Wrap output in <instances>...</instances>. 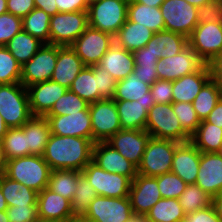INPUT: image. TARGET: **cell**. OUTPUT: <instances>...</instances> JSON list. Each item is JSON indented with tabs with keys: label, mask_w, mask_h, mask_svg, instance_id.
Returning <instances> with one entry per match:
<instances>
[{
	"label": "cell",
	"mask_w": 222,
	"mask_h": 222,
	"mask_svg": "<svg viewBox=\"0 0 222 222\" xmlns=\"http://www.w3.org/2000/svg\"><path fill=\"white\" fill-rule=\"evenodd\" d=\"M153 35L154 32L146 26L127 19L114 36V42L125 50L134 52L145 47Z\"/></svg>",
	"instance_id": "30"
},
{
	"label": "cell",
	"mask_w": 222,
	"mask_h": 222,
	"mask_svg": "<svg viewBox=\"0 0 222 222\" xmlns=\"http://www.w3.org/2000/svg\"><path fill=\"white\" fill-rule=\"evenodd\" d=\"M127 19L146 26L154 33L165 30V23L159 7H150L134 0H129Z\"/></svg>",
	"instance_id": "32"
},
{
	"label": "cell",
	"mask_w": 222,
	"mask_h": 222,
	"mask_svg": "<svg viewBox=\"0 0 222 222\" xmlns=\"http://www.w3.org/2000/svg\"><path fill=\"white\" fill-rule=\"evenodd\" d=\"M34 8V0H7L8 13L21 18L27 16Z\"/></svg>",
	"instance_id": "53"
},
{
	"label": "cell",
	"mask_w": 222,
	"mask_h": 222,
	"mask_svg": "<svg viewBox=\"0 0 222 222\" xmlns=\"http://www.w3.org/2000/svg\"><path fill=\"white\" fill-rule=\"evenodd\" d=\"M172 109L184 131L191 137L201 123L192 103L172 102Z\"/></svg>",
	"instance_id": "46"
},
{
	"label": "cell",
	"mask_w": 222,
	"mask_h": 222,
	"mask_svg": "<svg viewBox=\"0 0 222 222\" xmlns=\"http://www.w3.org/2000/svg\"><path fill=\"white\" fill-rule=\"evenodd\" d=\"M178 201L186 215L212 205V197L196 184L187 185Z\"/></svg>",
	"instance_id": "42"
},
{
	"label": "cell",
	"mask_w": 222,
	"mask_h": 222,
	"mask_svg": "<svg viewBox=\"0 0 222 222\" xmlns=\"http://www.w3.org/2000/svg\"><path fill=\"white\" fill-rule=\"evenodd\" d=\"M188 46L205 64H208L222 53V22L198 23L188 37Z\"/></svg>",
	"instance_id": "10"
},
{
	"label": "cell",
	"mask_w": 222,
	"mask_h": 222,
	"mask_svg": "<svg viewBox=\"0 0 222 222\" xmlns=\"http://www.w3.org/2000/svg\"><path fill=\"white\" fill-rule=\"evenodd\" d=\"M36 222H58V221L38 219Z\"/></svg>",
	"instance_id": "73"
},
{
	"label": "cell",
	"mask_w": 222,
	"mask_h": 222,
	"mask_svg": "<svg viewBox=\"0 0 222 222\" xmlns=\"http://www.w3.org/2000/svg\"><path fill=\"white\" fill-rule=\"evenodd\" d=\"M7 166V159L5 157L2 141H0V175L5 174Z\"/></svg>",
	"instance_id": "62"
},
{
	"label": "cell",
	"mask_w": 222,
	"mask_h": 222,
	"mask_svg": "<svg viewBox=\"0 0 222 222\" xmlns=\"http://www.w3.org/2000/svg\"><path fill=\"white\" fill-rule=\"evenodd\" d=\"M0 222H9L6 211H0Z\"/></svg>",
	"instance_id": "70"
},
{
	"label": "cell",
	"mask_w": 222,
	"mask_h": 222,
	"mask_svg": "<svg viewBox=\"0 0 222 222\" xmlns=\"http://www.w3.org/2000/svg\"><path fill=\"white\" fill-rule=\"evenodd\" d=\"M9 222H36L38 218L37 206H13L8 207Z\"/></svg>",
	"instance_id": "51"
},
{
	"label": "cell",
	"mask_w": 222,
	"mask_h": 222,
	"mask_svg": "<svg viewBox=\"0 0 222 222\" xmlns=\"http://www.w3.org/2000/svg\"><path fill=\"white\" fill-rule=\"evenodd\" d=\"M178 222H193V221H190L187 217H185L182 220H179Z\"/></svg>",
	"instance_id": "74"
},
{
	"label": "cell",
	"mask_w": 222,
	"mask_h": 222,
	"mask_svg": "<svg viewBox=\"0 0 222 222\" xmlns=\"http://www.w3.org/2000/svg\"><path fill=\"white\" fill-rule=\"evenodd\" d=\"M165 30L186 36L191 35L198 25V8L184 0H164L159 7Z\"/></svg>",
	"instance_id": "9"
},
{
	"label": "cell",
	"mask_w": 222,
	"mask_h": 222,
	"mask_svg": "<svg viewBox=\"0 0 222 222\" xmlns=\"http://www.w3.org/2000/svg\"><path fill=\"white\" fill-rule=\"evenodd\" d=\"M188 46V38L172 31H159L154 33L145 47L149 48L158 59L177 55Z\"/></svg>",
	"instance_id": "29"
},
{
	"label": "cell",
	"mask_w": 222,
	"mask_h": 222,
	"mask_svg": "<svg viewBox=\"0 0 222 222\" xmlns=\"http://www.w3.org/2000/svg\"><path fill=\"white\" fill-rule=\"evenodd\" d=\"M80 173L81 171L77 170H53L49 177L48 188L72 201Z\"/></svg>",
	"instance_id": "39"
},
{
	"label": "cell",
	"mask_w": 222,
	"mask_h": 222,
	"mask_svg": "<svg viewBox=\"0 0 222 222\" xmlns=\"http://www.w3.org/2000/svg\"><path fill=\"white\" fill-rule=\"evenodd\" d=\"M88 26V11L56 13L50 17L49 44L70 46Z\"/></svg>",
	"instance_id": "7"
},
{
	"label": "cell",
	"mask_w": 222,
	"mask_h": 222,
	"mask_svg": "<svg viewBox=\"0 0 222 222\" xmlns=\"http://www.w3.org/2000/svg\"><path fill=\"white\" fill-rule=\"evenodd\" d=\"M51 171L43 156L29 155L7 160L5 175L39 193L48 187Z\"/></svg>",
	"instance_id": "2"
},
{
	"label": "cell",
	"mask_w": 222,
	"mask_h": 222,
	"mask_svg": "<svg viewBox=\"0 0 222 222\" xmlns=\"http://www.w3.org/2000/svg\"><path fill=\"white\" fill-rule=\"evenodd\" d=\"M204 62L187 46L177 55L161 58L156 63L158 79L174 81L196 72Z\"/></svg>",
	"instance_id": "15"
},
{
	"label": "cell",
	"mask_w": 222,
	"mask_h": 222,
	"mask_svg": "<svg viewBox=\"0 0 222 222\" xmlns=\"http://www.w3.org/2000/svg\"><path fill=\"white\" fill-rule=\"evenodd\" d=\"M151 85L141 82L134 72L125 79L118 80L114 100L155 102L150 92Z\"/></svg>",
	"instance_id": "33"
},
{
	"label": "cell",
	"mask_w": 222,
	"mask_h": 222,
	"mask_svg": "<svg viewBox=\"0 0 222 222\" xmlns=\"http://www.w3.org/2000/svg\"><path fill=\"white\" fill-rule=\"evenodd\" d=\"M145 130L157 139H170L180 143L191 139L173 112L172 103H155L148 111Z\"/></svg>",
	"instance_id": "4"
},
{
	"label": "cell",
	"mask_w": 222,
	"mask_h": 222,
	"mask_svg": "<svg viewBox=\"0 0 222 222\" xmlns=\"http://www.w3.org/2000/svg\"><path fill=\"white\" fill-rule=\"evenodd\" d=\"M137 3L144 4L150 7H160L164 0H134Z\"/></svg>",
	"instance_id": "63"
},
{
	"label": "cell",
	"mask_w": 222,
	"mask_h": 222,
	"mask_svg": "<svg viewBox=\"0 0 222 222\" xmlns=\"http://www.w3.org/2000/svg\"><path fill=\"white\" fill-rule=\"evenodd\" d=\"M212 205L215 208L217 216L222 222V191L212 198Z\"/></svg>",
	"instance_id": "61"
},
{
	"label": "cell",
	"mask_w": 222,
	"mask_h": 222,
	"mask_svg": "<svg viewBox=\"0 0 222 222\" xmlns=\"http://www.w3.org/2000/svg\"><path fill=\"white\" fill-rule=\"evenodd\" d=\"M184 1L198 8L203 6L204 4H207L211 0H184Z\"/></svg>",
	"instance_id": "66"
},
{
	"label": "cell",
	"mask_w": 222,
	"mask_h": 222,
	"mask_svg": "<svg viewBox=\"0 0 222 222\" xmlns=\"http://www.w3.org/2000/svg\"><path fill=\"white\" fill-rule=\"evenodd\" d=\"M57 62V45L43 44L36 54L21 67L20 83L28 87L51 80Z\"/></svg>",
	"instance_id": "13"
},
{
	"label": "cell",
	"mask_w": 222,
	"mask_h": 222,
	"mask_svg": "<svg viewBox=\"0 0 222 222\" xmlns=\"http://www.w3.org/2000/svg\"><path fill=\"white\" fill-rule=\"evenodd\" d=\"M35 8L44 10L48 15L53 16L58 13L55 0H34Z\"/></svg>",
	"instance_id": "60"
},
{
	"label": "cell",
	"mask_w": 222,
	"mask_h": 222,
	"mask_svg": "<svg viewBox=\"0 0 222 222\" xmlns=\"http://www.w3.org/2000/svg\"><path fill=\"white\" fill-rule=\"evenodd\" d=\"M127 222H148L144 215L133 214Z\"/></svg>",
	"instance_id": "65"
},
{
	"label": "cell",
	"mask_w": 222,
	"mask_h": 222,
	"mask_svg": "<svg viewBox=\"0 0 222 222\" xmlns=\"http://www.w3.org/2000/svg\"><path fill=\"white\" fill-rule=\"evenodd\" d=\"M97 195L112 198L129 197L131 180L123 175L109 173L91 161L82 171Z\"/></svg>",
	"instance_id": "12"
},
{
	"label": "cell",
	"mask_w": 222,
	"mask_h": 222,
	"mask_svg": "<svg viewBox=\"0 0 222 222\" xmlns=\"http://www.w3.org/2000/svg\"><path fill=\"white\" fill-rule=\"evenodd\" d=\"M152 98L157 104L173 102L172 81L157 79L150 87Z\"/></svg>",
	"instance_id": "52"
},
{
	"label": "cell",
	"mask_w": 222,
	"mask_h": 222,
	"mask_svg": "<svg viewBox=\"0 0 222 222\" xmlns=\"http://www.w3.org/2000/svg\"><path fill=\"white\" fill-rule=\"evenodd\" d=\"M49 122L51 134L76 136L93 141V131L89 108L68 115L45 116Z\"/></svg>",
	"instance_id": "17"
},
{
	"label": "cell",
	"mask_w": 222,
	"mask_h": 222,
	"mask_svg": "<svg viewBox=\"0 0 222 222\" xmlns=\"http://www.w3.org/2000/svg\"><path fill=\"white\" fill-rule=\"evenodd\" d=\"M133 72L141 82L149 85H152L158 79L156 65L135 66Z\"/></svg>",
	"instance_id": "57"
},
{
	"label": "cell",
	"mask_w": 222,
	"mask_h": 222,
	"mask_svg": "<svg viewBox=\"0 0 222 222\" xmlns=\"http://www.w3.org/2000/svg\"><path fill=\"white\" fill-rule=\"evenodd\" d=\"M67 222H93V221L85 218L84 216H75L69 219Z\"/></svg>",
	"instance_id": "68"
},
{
	"label": "cell",
	"mask_w": 222,
	"mask_h": 222,
	"mask_svg": "<svg viewBox=\"0 0 222 222\" xmlns=\"http://www.w3.org/2000/svg\"><path fill=\"white\" fill-rule=\"evenodd\" d=\"M180 142L151 137L137 167V174L157 177L171 172L176 147Z\"/></svg>",
	"instance_id": "5"
},
{
	"label": "cell",
	"mask_w": 222,
	"mask_h": 222,
	"mask_svg": "<svg viewBox=\"0 0 222 222\" xmlns=\"http://www.w3.org/2000/svg\"><path fill=\"white\" fill-rule=\"evenodd\" d=\"M205 120L222 128V97Z\"/></svg>",
	"instance_id": "59"
},
{
	"label": "cell",
	"mask_w": 222,
	"mask_h": 222,
	"mask_svg": "<svg viewBox=\"0 0 222 222\" xmlns=\"http://www.w3.org/2000/svg\"><path fill=\"white\" fill-rule=\"evenodd\" d=\"M129 199L133 213L145 216L162 199L158 189L157 177L137 174L131 182Z\"/></svg>",
	"instance_id": "18"
},
{
	"label": "cell",
	"mask_w": 222,
	"mask_h": 222,
	"mask_svg": "<svg viewBox=\"0 0 222 222\" xmlns=\"http://www.w3.org/2000/svg\"><path fill=\"white\" fill-rule=\"evenodd\" d=\"M21 30V17L8 12L0 15V46H5Z\"/></svg>",
	"instance_id": "48"
},
{
	"label": "cell",
	"mask_w": 222,
	"mask_h": 222,
	"mask_svg": "<svg viewBox=\"0 0 222 222\" xmlns=\"http://www.w3.org/2000/svg\"><path fill=\"white\" fill-rule=\"evenodd\" d=\"M21 128L27 135V156H43L51 135L49 122L45 116H32Z\"/></svg>",
	"instance_id": "28"
},
{
	"label": "cell",
	"mask_w": 222,
	"mask_h": 222,
	"mask_svg": "<svg viewBox=\"0 0 222 222\" xmlns=\"http://www.w3.org/2000/svg\"><path fill=\"white\" fill-rule=\"evenodd\" d=\"M198 22H222V0H211L198 7Z\"/></svg>",
	"instance_id": "50"
},
{
	"label": "cell",
	"mask_w": 222,
	"mask_h": 222,
	"mask_svg": "<svg viewBox=\"0 0 222 222\" xmlns=\"http://www.w3.org/2000/svg\"><path fill=\"white\" fill-rule=\"evenodd\" d=\"M151 137L146 130L121 129L106 142L138 167Z\"/></svg>",
	"instance_id": "16"
},
{
	"label": "cell",
	"mask_w": 222,
	"mask_h": 222,
	"mask_svg": "<svg viewBox=\"0 0 222 222\" xmlns=\"http://www.w3.org/2000/svg\"><path fill=\"white\" fill-rule=\"evenodd\" d=\"M186 214L176 198L160 199L145 215L148 222H178Z\"/></svg>",
	"instance_id": "37"
},
{
	"label": "cell",
	"mask_w": 222,
	"mask_h": 222,
	"mask_svg": "<svg viewBox=\"0 0 222 222\" xmlns=\"http://www.w3.org/2000/svg\"><path fill=\"white\" fill-rule=\"evenodd\" d=\"M59 12L88 11L86 0H55Z\"/></svg>",
	"instance_id": "56"
},
{
	"label": "cell",
	"mask_w": 222,
	"mask_h": 222,
	"mask_svg": "<svg viewBox=\"0 0 222 222\" xmlns=\"http://www.w3.org/2000/svg\"><path fill=\"white\" fill-rule=\"evenodd\" d=\"M113 43L111 34L88 26L70 46L85 66H92L100 63Z\"/></svg>",
	"instance_id": "11"
},
{
	"label": "cell",
	"mask_w": 222,
	"mask_h": 222,
	"mask_svg": "<svg viewBox=\"0 0 222 222\" xmlns=\"http://www.w3.org/2000/svg\"><path fill=\"white\" fill-rule=\"evenodd\" d=\"M133 214L129 197L112 198L97 195L84 217L93 222H127Z\"/></svg>",
	"instance_id": "14"
},
{
	"label": "cell",
	"mask_w": 222,
	"mask_h": 222,
	"mask_svg": "<svg viewBox=\"0 0 222 222\" xmlns=\"http://www.w3.org/2000/svg\"><path fill=\"white\" fill-rule=\"evenodd\" d=\"M50 17L44 10L34 8L22 18V30L44 44H49Z\"/></svg>",
	"instance_id": "40"
},
{
	"label": "cell",
	"mask_w": 222,
	"mask_h": 222,
	"mask_svg": "<svg viewBox=\"0 0 222 222\" xmlns=\"http://www.w3.org/2000/svg\"><path fill=\"white\" fill-rule=\"evenodd\" d=\"M98 65L109 72L117 81L125 79L134 71L133 52L125 50L114 42Z\"/></svg>",
	"instance_id": "26"
},
{
	"label": "cell",
	"mask_w": 222,
	"mask_h": 222,
	"mask_svg": "<svg viewBox=\"0 0 222 222\" xmlns=\"http://www.w3.org/2000/svg\"><path fill=\"white\" fill-rule=\"evenodd\" d=\"M0 115L9 128L21 127L33 116L27 88L20 82L0 85Z\"/></svg>",
	"instance_id": "3"
},
{
	"label": "cell",
	"mask_w": 222,
	"mask_h": 222,
	"mask_svg": "<svg viewBox=\"0 0 222 222\" xmlns=\"http://www.w3.org/2000/svg\"><path fill=\"white\" fill-rule=\"evenodd\" d=\"M210 78L222 88V53L215 56L208 64Z\"/></svg>",
	"instance_id": "58"
},
{
	"label": "cell",
	"mask_w": 222,
	"mask_h": 222,
	"mask_svg": "<svg viewBox=\"0 0 222 222\" xmlns=\"http://www.w3.org/2000/svg\"><path fill=\"white\" fill-rule=\"evenodd\" d=\"M190 141L200 152H216L222 145V128L203 120Z\"/></svg>",
	"instance_id": "35"
},
{
	"label": "cell",
	"mask_w": 222,
	"mask_h": 222,
	"mask_svg": "<svg viewBox=\"0 0 222 222\" xmlns=\"http://www.w3.org/2000/svg\"><path fill=\"white\" fill-rule=\"evenodd\" d=\"M69 90L76 93L80 98L89 104L98 101V83L93 69L90 66H85L73 80Z\"/></svg>",
	"instance_id": "38"
},
{
	"label": "cell",
	"mask_w": 222,
	"mask_h": 222,
	"mask_svg": "<svg viewBox=\"0 0 222 222\" xmlns=\"http://www.w3.org/2000/svg\"><path fill=\"white\" fill-rule=\"evenodd\" d=\"M44 43L21 30L5 45L16 61L23 65L28 62Z\"/></svg>",
	"instance_id": "34"
},
{
	"label": "cell",
	"mask_w": 222,
	"mask_h": 222,
	"mask_svg": "<svg viewBox=\"0 0 222 222\" xmlns=\"http://www.w3.org/2000/svg\"><path fill=\"white\" fill-rule=\"evenodd\" d=\"M209 79L210 70L204 63L196 72L172 81L173 102L192 103Z\"/></svg>",
	"instance_id": "25"
},
{
	"label": "cell",
	"mask_w": 222,
	"mask_h": 222,
	"mask_svg": "<svg viewBox=\"0 0 222 222\" xmlns=\"http://www.w3.org/2000/svg\"><path fill=\"white\" fill-rule=\"evenodd\" d=\"M8 208V205L6 203L5 197L2 194V191L0 189V211H6Z\"/></svg>",
	"instance_id": "67"
},
{
	"label": "cell",
	"mask_w": 222,
	"mask_h": 222,
	"mask_svg": "<svg viewBox=\"0 0 222 222\" xmlns=\"http://www.w3.org/2000/svg\"><path fill=\"white\" fill-rule=\"evenodd\" d=\"M200 158L201 152L191 141L180 143L175 149L171 172L178 175L187 185L195 184Z\"/></svg>",
	"instance_id": "21"
},
{
	"label": "cell",
	"mask_w": 222,
	"mask_h": 222,
	"mask_svg": "<svg viewBox=\"0 0 222 222\" xmlns=\"http://www.w3.org/2000/svg\"><path fill=\"white\" fill-rule=\"evenodd\" d=\"M98 1H101V0H86L88 6H90L91 4L98 2Z\"/></svg>",
	"instance_id": "71"
},
{
	"label": "cell",
	"mask_w": 222,
	"mask_h": 222,
	"mask_svg": "<svg viewBox=\"0 0 222 222\" xmlns=\"http://www.w3.org/2000/svg\"><path fill=\"white\" fill-rule=\"evenodd\" d=\"M135 66H152L156 65L159 60L149 48L143 47L133 52Z\"/></svg>",
	"instance_id": "55"
},
{
	"label": "cell",
	"mask_w": 222,
	"mask_h": 222,
	"mask_svg": "<svg viewBox=\"0 0 222 222\" xmlns=\"http://www.w3.org/2000/svg\"><path fill=\"white\" fill-rule=\"evenodd\" d=\"M129 0H101L88 8L89 26L113 37L127 20Z\"/></svg>",
	"instance_id": "6"
},
{
	"label": "cell",
	"mask_w": 222,
	"mask_h": 222,
	"mask_svg": "<svg viewBox=\"0 0 222 222\" xmlns=\"http://www.w3.org/2000/svg\"><path fill=\"white\" fill-rule=\"evenodd\" d=\"M21 67L5 46H0V85L18 83Z\"/></svg>",
	"instance_id": "45"
},
{
	"label": "cell",
	"mask_w": 222,
	"mask_h": 222,
	"mask_svg": "<svg viewBox=\"0 0 222 222\" xmlns=\"http://www.w3.org/2000/svg\"><path fill=\"white\" fill-rule=\"evenodd\" d=\"M94 144L87 138L51 134L43 158L52 171H82L92 161Z\"/></svg>",
	"instance_id": "1"
},
{
	"label": "cell",
	"mask_w": 222,
	"mask_h": 222,
	"mask_svg": "<svg viewBox=\"0 0 222 222\" xmlns=\"http://www.w3.org/2000/svg\"><path fill=\"white\" fill-rule=\"evenodd\" d=\"M90 67L93 69L94 75L97 78L99 100L113 99L117 80L114 79L109 72H107L99 65H92Z\"/></svg>",
	"instance_id": "49"
},
{
	"label": "cell",
	"mask_w": 222,
	"mask_h": 222,
	"mask_svg": "<svg viewBox=\"0 0 222 222\" xmlns=\"http://www.w3.org/2000/svg\"><path fill=\"white\" fill-rule=\"evenodd\" d=\"M222 97V88L211 78L203 85L192 102L200 121L205 120Z\"/></svg>",
	"instance_id": "36"
},
{
	"label": "cell",
	"mask_w": 222,
	"mask_h": 222,
	"mask_svg": "<svg viewBox=\"0 0 222 222\" xmlns=\"http://www.w3.org/2000/svg\"><path fill=\"white\" fill-rule=\"evenodd\" d=\"M89 113L93 142H106L122 129L114 99H102L90 103Z\"/></svg>",
	"instance_id": "8"
},
{
	"label": "cell",
	"mask_w": 222,
	"mask_h": 222,
	"mask_svg": "<svg viewBox=\"0 0 222 222\" xmlns=\"http://www.w3.org/2000/svg\"><path fill=\"white\" fill-rule=\"evenodd\" d=\"M157 181L162 198L179 199L187 187V184L173 172L157 176Z\"/></svg>",
	"instance_id": "47"
},
{
	"label": "cell",
	"mask_w": 222,
	"mask_h": 222,
	"mask_svg": "<svg viewBox=\"0 0 222 222\" xmlns=\"http://www.w3.org/2000/svg\"><path fill=\"white\" fill-rule=\"evenodd\" d=\"M7 0H0V15L7 13Z\"/></svg>",
	"instance_id": "69"
},
{
	"label": "cell",
	"mask_w": 222,
	"mask_h": 222,
	"mask_svg": "<svg viewBox=\"0 0 222 222\" xmlns=\"http://www.w3.org/2000/svg\"><path fill=\"white\" fill-rule=\"evenodd\" d=\"M84 67L71 46L57 45V62L51 80L69 89Z\"/></svg>",
	"instance_id": "24"
},
{
	"label": "cell",
	"mask_w": 222,
	"mask_h": 222,
	"mask_svg": "<svg viewBox=\"0 0 222 222\" xmlns=\"http://www.w3.org/2000/svg\"><path fill=\"white\" fill-rule=\"evenodd\" d=\"M0 189L8 207L37 206L38 193L24 184L10 179L5 174L0 175Z\"/></svg>",
	"instance_id": "31"
},
{
	"label": "cell",
	"mask_w": 222,
	"mask_h": 222,
	"mask_svg": "<svg viewBox=\"0 0 222 222\" xmlns=\"http://www.w3.org/2000/svg\"><path fill=\"white\" fill-rule=\"evenodd\" d=\"M195 184L212 198L222 191V158L217 153L201 152Z\"/></svg>",
	"instance_id": "22"
},
{
	"label": "cell",
	"mask_w": 222,
	"mask_h": 222,
	"mask_svg": "<svg viewBox=\"0 0 222 222\" xmlns=\"http://www.w3.org/2000/svg\"><path fill=\"white\" fill-rule=\"evenodd\" d=\"M88 106L89 103L68 89L45 116L70 115L84 111Z\"/></svg>",
	"instance_id": "44"
},
{
	"label": "cell",
	"mask_w": 222,
	"mask_h": 222,
	"mask_svg": "<svg viewBox=\"0 0 222 222\" xmlns=\"http://www.w3.org/2000/svg\"><path fill=\"white\" fill-rule=\"evenodd\" d=\"M2 146L7 160L27 156V135L21 127L9 128Z\"/></svg>",
	"instance_id": "43"
},
{
	"label": "cell",
	"mask_w": 222,
	"mask_h": 222,
	"mask_svg": "<svg viewBox=\"0 0 222 222\" xmlns=\"http://www.w3.org/2000/svg\"><path fill=\"white\" fill-rule=\"evenodd\" d=\"M193 222H221L213 205L186 215Z\"/></svg>",
	"instance_id": "54"
},
{
	"label": "cell",
	"mask_w": 222,
	"mask_h": 222,
	"mask_svg": "<svg viewBox=\"0 0 222 222\" xmlns=\"http://www.w3.org/2000/svg\"><path fill=\"white\" fill-rule=\"evenodd\" d=\"M122 129L145 130L147 114L155 102L115 100Z\"/></svg>",
	"instance_id": "27"
},
{
	"label": "cell",
	"mask_w": 222,
	"mask_h": 222,
	"mask_svg": "<svg viewBox=\"0 0 222 222\" xmlns=\"http://www.w3.org/2000/svg\"><path fill=\"white\" fill-rule=\"evenodd\" d=\"M97 193L81 172L78 178L77 189L74 192V197L71 201V213L75 216H84L90 203L96 198Z\"/></svg>",
	"instance_id": "41"
},
{
	"label": "cell",
	"mask_w": 222,
	"mask_h": 222,
	"mask_svg": "<svg viewBox=\"0 0 222 222\" xmlns=\"http://www.w3.org/2000/svg\"><path fill=\"white\" fill-rule=\"evenodd\" d=\"M215 153H217L222 158V145Z\"/></svg>",
	"instance_id": "72"
},
{
	"label": "cell",
	"mask_w": 222,
	"mask_h": 222,
	"mask_svg": "<svg viewBox=\"0 0 222 222\" xmlns=\"http://www.w3.org/2000/svg\"><path fill=\"white\" fill-rule=\"evenodd\" d=\"M92 161L101 169L109 173L126 176L131 181L137 175V167L107 142H96L94 144Z\"/></svg>",
	"instance_id": "19"
},
{
	"label": "cell",
	"mask_w": 222,
	"mask_h": 222,
	"mask_svg": "<svg viewBox=\"0 0 222 222\" xmlns=\"http://www.w3.org/2000/svg\"><path fill=\"white\" fill-rule=\"evenodd\" d=\"M67 90L66 87L52 80L28 86L27 91L32 115L45 116Z\"/></svg>",
	"instance_id": "20"
},
{
	"label": "cell",
	"mask_w": 222,
	"mask_h": 222,
	"mask_svg": "<svg viewBox=\"0 0 222 222\" xmlns=\"http://www.w3.org/2000/svg\"><path fill=\"white\" fill-rule=\"evenodd\" d=\"M9 127L4 122V119L0 115V141H2L4 135L7 133Z\"/></svg>",
	"instance_id": "64"
},
{
	"label": "cell",
	"mask_w": 222,
	"mask_h": 222,
	"mask_svg": "<svg viewBox=\"0 0 222 222\" xmlns=\"http://www.w3.org/2000/svg\"><path fill=\"white\" fill-rule=\"evenodd\" d=\"M37 210L38 218L42 220L67 222L74 217L71 213V201L48 187L38 193Z\"/></svg>",
	"instance_id": "23"
}]
</instances>
